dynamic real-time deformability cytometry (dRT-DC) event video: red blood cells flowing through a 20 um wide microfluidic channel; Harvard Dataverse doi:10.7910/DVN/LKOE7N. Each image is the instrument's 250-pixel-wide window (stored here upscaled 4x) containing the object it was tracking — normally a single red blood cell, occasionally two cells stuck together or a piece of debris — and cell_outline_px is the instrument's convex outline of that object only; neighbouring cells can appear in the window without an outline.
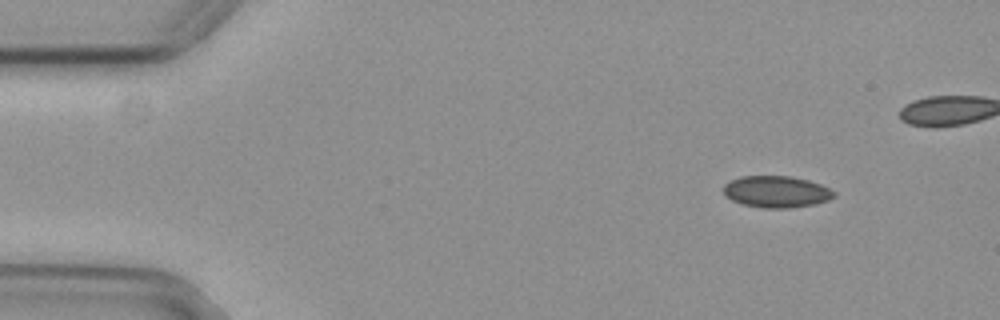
{"species": "common noctule bat (a hibernating species)", "species_latin": "Nyctalus noctula", "temperature_condition": "cold", "stored_images_in_passage": 43, "camera_frame_rate_fps": 3000, "um_per_image_px": 0.085, "animal": {"sex": "female", "body_mass_g": 29.2, "forearm_length_mm": 56.3}, "frame": {"image": 1, "passage_image": 1, "time_ms": 0.0, "image_size_px": [1000, 320], "cell_outline_px": [[836, 196], [828, 200], [816, 204], [792, 208], [764, 208], [740, 204], [732, 200], [724, 192], [724, 184], [740, 176], [792, 176], [808, 180], [820, 184], [836, 192]], "centroid_in_image_um": [66.02, 16.3], "position_along_channel_um": 19.0, "area_um2": 20.46}}
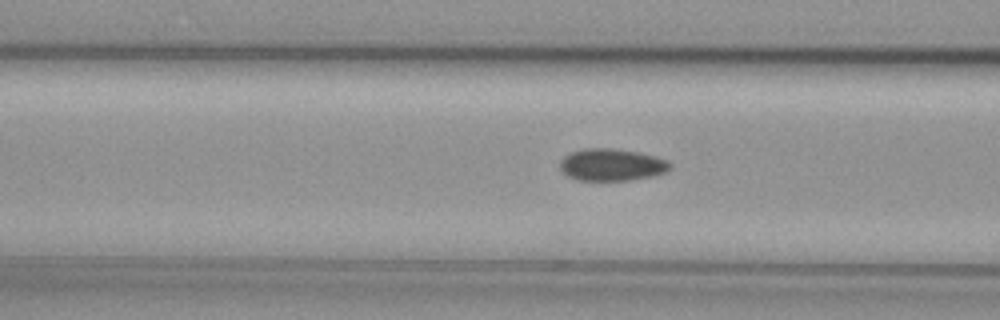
{"frame": {"image": 2, "passage_image": 16, "time_ms": 5.0, "image_size_px": [1000, 320], "cell_outline_px": [[672, 168], [664, 172], [652, 176], [632, 180], [576, 180], [568, 176], [560, 168], [560, 160], [564, 156], [572, 152], [584, 148], [612, 148], [640, 152], [656, 156], [668, 160], [672, 164]], "centroid_in_image_um": [52.02, 14.0], "position_along_channel_um": 114.6, "area_um2": 20.75}}
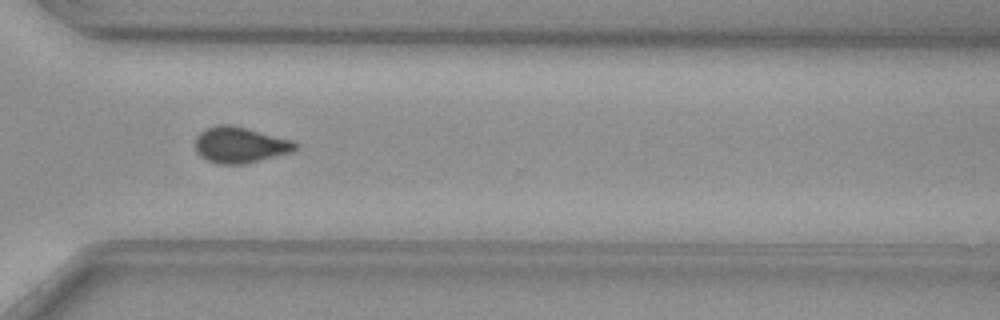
{"frame": {"image": 3, "passage_image": 35, "time_ms": 11.333, "image_size_px": [1000, 320], "cell_outline_px": [[296, 148], [288, 152], [260, 160], [244, 164], [220, 164], [208, 160], [200, 156], [196, 152], [196, 136], [200, 132], [208, 128], [220, 124], [232, 124], [292, 140], [296, 144]], "centroid_in_image_um": [20.36, 12.31], "position_along_channel_um": 350.2, "area_um2": 20.63}}